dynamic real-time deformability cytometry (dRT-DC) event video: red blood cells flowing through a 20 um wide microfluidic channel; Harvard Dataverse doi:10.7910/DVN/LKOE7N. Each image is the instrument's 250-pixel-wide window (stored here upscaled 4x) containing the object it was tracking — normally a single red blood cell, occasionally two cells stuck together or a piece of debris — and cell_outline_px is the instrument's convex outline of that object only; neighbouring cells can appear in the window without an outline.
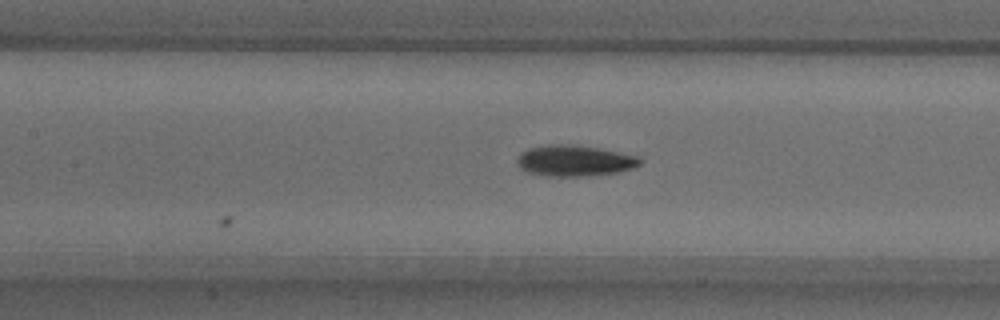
{"species": "common noctule bat (a hibernating species)", "species_latin": "Nyctalus noctula", "temperature_condition": "warm", "stored_images_in_passage": 8, "camera_frame_rate_fps": 3000, "um_per_image_px": 0.085, "animal": {"sex": "male", "body_mass_g": 18.8}, "frame": {"image": 1, "passage_image": 8, "time_ms": 2.333, "image_size_px": [1000, 320], "cell_outline_px": [[644, 160], [640, 164], [632, 168], [616, 172], [580, 176], [544, 176], [528, 172], [520, 168], [516, 160], [520, 152], [528, 148], [548, 144], [576, 144], [600, 148], [640, 156]], "centroid_in_image_um": [48.83, 13.64], "position_along_channel_um": 158.6, "area_um2": 22.43}}